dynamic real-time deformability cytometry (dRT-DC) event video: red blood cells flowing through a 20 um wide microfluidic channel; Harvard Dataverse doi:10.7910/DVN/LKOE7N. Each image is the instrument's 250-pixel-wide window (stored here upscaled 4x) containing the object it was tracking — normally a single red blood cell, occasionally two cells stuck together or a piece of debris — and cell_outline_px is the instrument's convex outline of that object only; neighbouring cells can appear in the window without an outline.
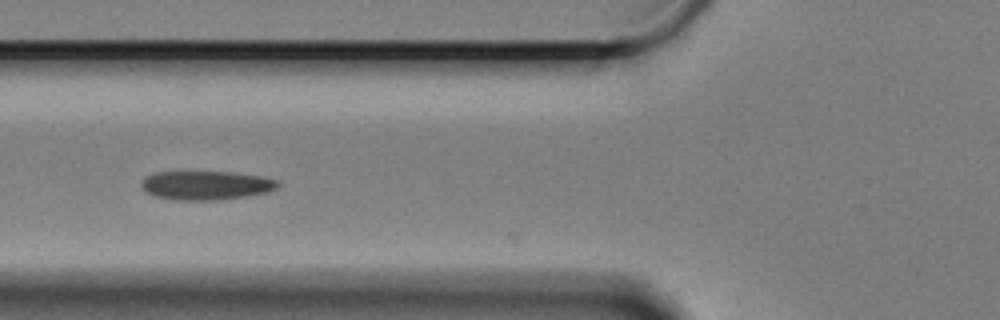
{"species": "Egyptian fruit bat (a non-hibernating species)", "species_latin": "Rousettus aegyptiacus", "temperature_condition": "cold", "stored_images_in_passage": 28, "camera_frame_rate_fps": 3000, "um_per_image_px": 0.085, "animal": {"sex": "female"}, "frame": {"image": 1, "passage_image": 4, "time_ms": 1.0, "image_size_px": [1000, 320], "cell_outline_px": [[280, 184], [276, 188], [268, 192], [248, 196], [216, 200], [172, 200], [152, 196], [144, 192], [140, 184], [144, 176], [156, 172], [232, 172], [260, 176], [276, 180]], "centroid_in_image_um": [17.45, 15.76], "position_along_channel_um": 108.3, "area_um2": 23.24}}
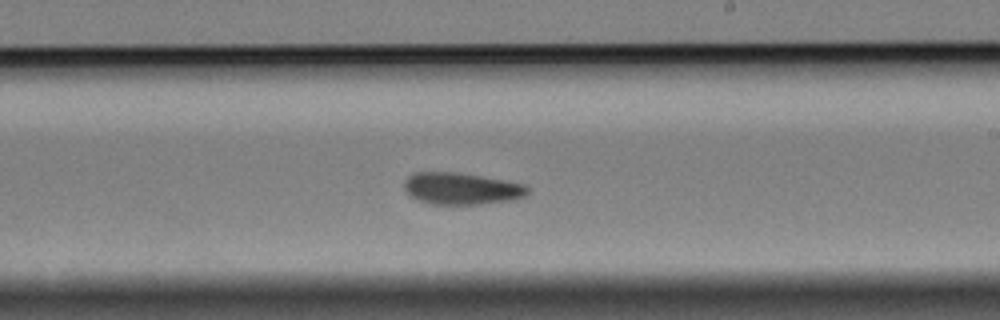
{"frame": {"image": 2, "passage_image": 17, "time_ms": 5.333, "image_size_px": [1000, 320], "cell_outline_px": [[528, 192], [524, 196], [512, 200], [480, 204], [428, 204], [416, 200], [404, 188], [404, 180], [412, 172], [456, 172], [504, 180], [524, 184], [528, 188]], "centroid_in_image_um": [39.18, 16.03], "position_along_channel_um": 249.8, "area_um2": 22.89}}
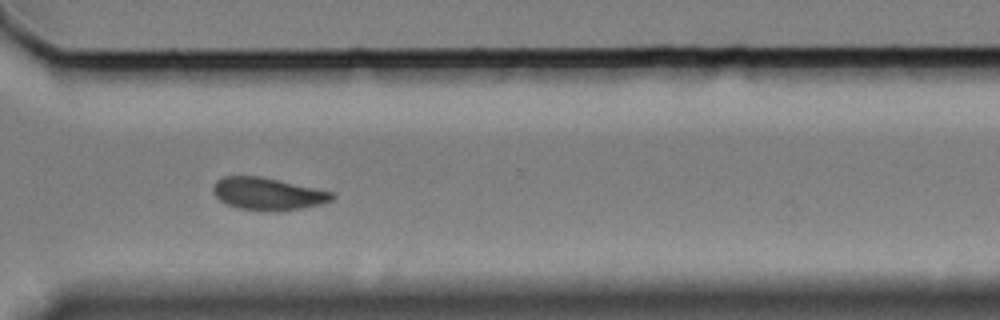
{"frame": {"image": 3, "passage_image": 26, "time_ms": 8.333, "image_size_px": [1000, 320], "cell_outline_px": [[336, 196], [332, 200], [320, 204], [300, 208], [276, 212], [268, 212], [240, 208], [224, 204], [212, 192], [212, 188], [216, 180], [224, 176], [260, 176], [332, 192]], "centroid_in_image_um": [22.71, 16.48], "position_along_channel_um": 347.9, "area_um2": 22.43}, "authors_computed_cell_mechanics": {"area_um2": 22.8021, "velocity_mm_per_s": 3.2579, "shape_relaxation_time_tau1_ms": null, "shape_relaxation_time_tau2_ms": 5.7557, "deformation_change_tau1": null, "deformation_change_tau2": 0.0484}}